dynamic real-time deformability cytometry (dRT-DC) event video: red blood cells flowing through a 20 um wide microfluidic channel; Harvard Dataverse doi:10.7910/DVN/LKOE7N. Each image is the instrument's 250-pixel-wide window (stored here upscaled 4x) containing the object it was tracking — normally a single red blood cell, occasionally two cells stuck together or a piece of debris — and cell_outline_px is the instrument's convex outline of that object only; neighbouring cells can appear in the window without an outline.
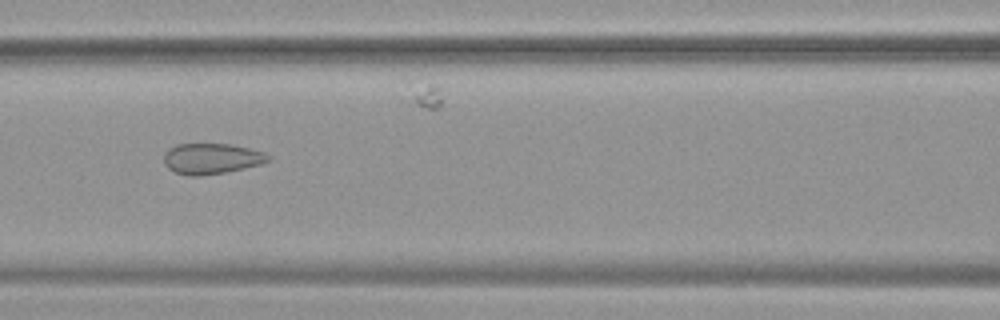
{"species": "common noctule bat (a hibernating species)", "species_latin": "Nyctalus noctula", "temperature_condition": "warm", "stored_images_in_passage": 54, "camera_frame_rate_fps": 3000, "um_per_image_px": 0.085, "animal": {"sex": "female", "body_mass_g": 19.9}, "frame": {"image": 1, "passage_image": 24, "time_ms": 7.667, "image_size_px": [1000, 320], "cell_outline_px": [[272, 160], [260, 164], [244, 168], [224, 172], [200, 176], [188, 176], [176, 172], [168, 168], [164, 164], [164, 152], [168, 148], [176, 144], [232, 144], [264, 152], [272, 156]], "centroid_in_image_um": [17.98, 13.48], "position_along_channel_um": 148.6, "area_um2": 18.79}}
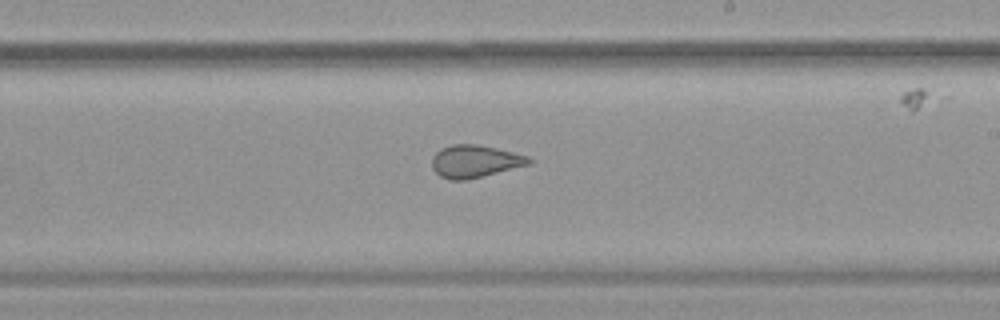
{"frame": {"image": 2, "passage_image": 32, "time_ms": 10.333, "image_size_px": [1000, 320], "cell_outline_px": [[532, 164], [468, 180], [448, 180], [440, 176], [432, 168], [432, 156], [440, 148], [452, 144], [476, 144], [496, 148], [528, 156], [532, 160]], "centroid_in_image_um": [40.36, 13.72], "position_along_channel_um": 248.6, "area_um2": 18.55}}
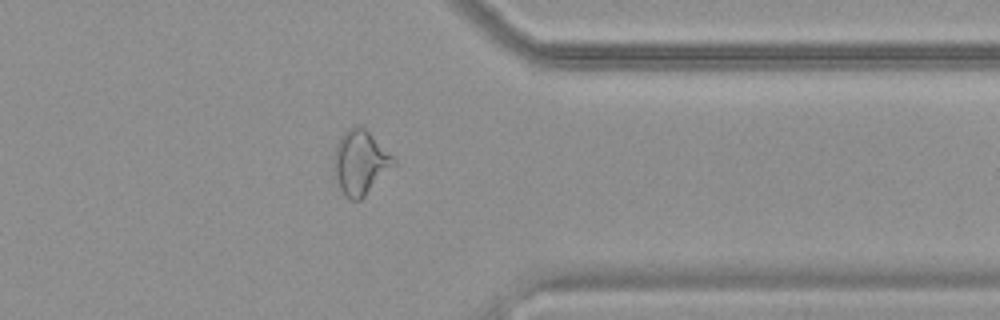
{"frame": {"image": 3, "passage_image": 43, "time_ms": 14.0, "image_size_px": [1000, 320], "cell_outline_px": [[396, 164], [360, 200], [352, 200], [344, 196], [336, 180], [332, 168], [332, 156], [336, 144], [340, 136], [348, 128], [356, 124], [364, 128], [396, 160]], "centroid_in_image_um": [30.56, 13.81], "position_along_channel_um": 380.8, "area_um2": 22.37}, "authors_computed_cell_mechanics": {"area_um2": 23.2645, "velocity_mm_per_s": 3.7593, "shape_relaxation_time_tau1_ms": null, "shape_relaxation_time_tau2_ms": 1.1374, "deformation_change_tau1": null, "deformation_change_tau2": 0.0709}}